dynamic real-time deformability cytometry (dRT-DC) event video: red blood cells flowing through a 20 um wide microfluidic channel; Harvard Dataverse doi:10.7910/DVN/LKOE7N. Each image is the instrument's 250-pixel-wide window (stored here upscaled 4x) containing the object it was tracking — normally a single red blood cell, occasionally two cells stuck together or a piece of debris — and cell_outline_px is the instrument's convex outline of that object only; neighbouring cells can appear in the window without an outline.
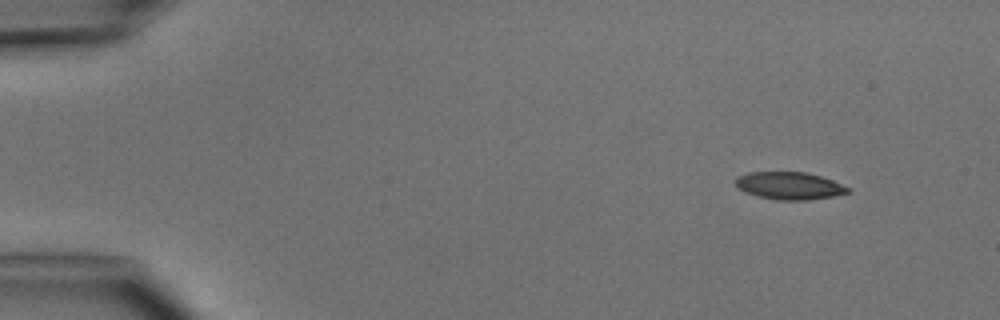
{"species": "common noctule bat (a hibernating species)", "species_latin": "Nyctalus noctula", "temperature_condition": "cold", "stored_images_in_passage": 4, "camera_frame_rate_fps": 3000, "um_per_image_px": 0.085, "animal": {"sex": "male", "body_mass_g": 15.6}, "frame": {"image": 1, "passage_image": 1, "time_ms": 0.0, "image_size_px": [1000, 320], "cell_outline_px": [[852, 192], [832, 196], [808, 200], [776, 200], [744, 192], [736, 184], [736, 176], [748, 172], [804, 172], [820, 176], [832, 180], [852, 188]], "centroid_in_image_um": [67.13, 15.78], "position_along_channel_um": 17.9, "area_um2": 17.98}}
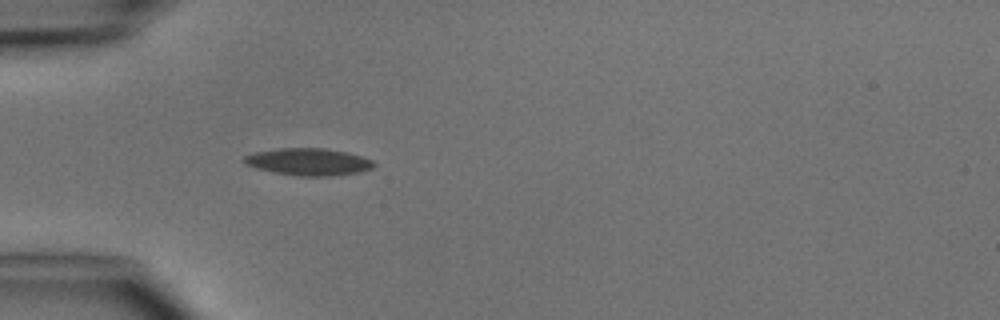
{"frame": {"image": 2, "passage_image": 4, "time_ms": 3.333, "image_size_px": [1000, 320], "cell_outline_px": [[376, 164], [372, 168], [356, 172], [328, 176], [300, 176], [276, 172], [256, 168], [244, 164], [240, 160], [244, 156], [256, 152], [280, 148], [324, 148], [348, 152], [372, 160]], "centroid_in_image_um": [26.18, 13.74], "position_along_channel_um": 58.8, "area_um2": 20.35}}